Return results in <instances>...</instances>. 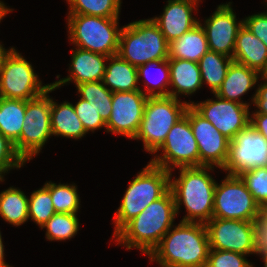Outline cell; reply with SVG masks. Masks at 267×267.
<instances>
[{
	"label": "cell",
	"instance_id": "obj_1",
	"mask_svg": "<svg viewBox=\"0 0 267 267\" xmlns=\"http://www.w3.org/2000/svg\"><path fill=\"white\" fill-rule=\"evenodd\" d=\"M209 251L206 225L180 221L169 229L148 257L160 267H206Z\"/></svg>",
	"mask_w": 267,
	"mask_h": 267
},
{
	"label": "cell",
	"instance_id": "obj_2",
	"mask_svg": "<svg viewBox=\"0 0 267 267\" xmlns=\"http://www.w3.org/2000/svg\"><path fill=\"white\" fill-rule=\"evenodd\" d=\"M177 217L173 193L169 189L129 221L111 240L127 250L137 248L149 256L162 237L174 225Z\"/></svg>",
	"mask_w": 267,
	"mask_h": 267
},
{
	"label": "cell",
	"instance_id": "obj_3",
	"mask_svg": "<svg viewBox=\"0 0 267 267\" xmlns=\"http://www.w3.org/2000/svg\"><path fill=\"white\" fill-rule=\"evenodd\" d=\"M213 166L180 167L179 177L173 178L170 172V189L173 193L177 215L181 204L184 205L186 215L184 222L206 224L213 218L214 195L217 181L209 171Z\"/></svg>",
	"mask_w": 267,
	"mask_h": 267
},
{
	"label": "cell",
	"instance_id": "obj_4",
	"mask_svg": "<svg viewBox=\"0 0 267 267\" xmlns=\"http://www.w3.org/2000/svg\"><path fill=\"white\" fill-rule=\"evenodd\" d=\"M132 179L113 217V237L150 203L170 189V171L150 162Z\"/></svg>",
	"mask_w": 267,
	"mask_h": 267
},
{
	"label": "cell",
	"instance_id": "obj_5",
	"mask_svg": "<svg viewBox=\"0 0 267 267\" xmlns=\"http://www.w3.org/2000/svg\"><path fill=\"white\" fill-rule=\"evenodd\" d=\"M169 43L149 18L122 26L118 55L135 67L150 61L168 59Z\"/></svg>",
	"mask_w": 267,
	"mask_h": 267
},
{
	"label": "cell",
	"instance_id": "obj_6",
	"mask_svg": "<svg viewBox=\"0 0 267 267\" xmlns=\"http://www.w3.org/2000/svg\"><path fill=\"white\" fill-rule=\"evenodd\" d=\"M120 18L91 15H68V39L74 47L113 56L118 53L122 27ZM120 27V28H119Z\"/></svg>",
	"mask_w": 267,
	"mask_h": 267
},
{
	"label": "cell",
	"instance_id": "obj_7",
	"mask_svg": "<svg viewBox=\"0 0 267 267\" xmlns=\"http://www.w3.org/2000/svg\"><path fill=\"white\" fill-rule=\"evenodd\" d=\"M188 106L189 102L172 96L148 97L139 130L133 140H141L144 150L154 154L173 125L185 115Z\"/></svg>",
	"mask_w": 267,
	"mask_h": 267
},
{
	"label": "cell",
	"instance_id": "obj_8",
	"mask_svg": "<svg viewBox=\"0 0 267 267\" xmlns=\"http://www.w3.org/2000/svg\"><path fill=\"white\" fill-rule=\"evenodd\" d=\"M51 87L44 94L26 101V112L20 138L13 144L16 153L27 163L37 156L53 136L50 122Z\"/></svg>",
	"mask_w": 267,
	"mask_h": 267
},
{
	"label": "cell",
	"instance_id": "obj_9",
	"mask_svg": "<svg viewBox=\"0 0 267 267\" xmlns=\"http://www.w3.org/2000/svg\"><path fill=\"white\" fill-rule=\"evenodd\" d=\"M35 72L32 64L14 48L0 68V97L28 101L44 94L52 83L43 85Z\"/></svg>",
	"mask_w": 267,
	"mask_h": 267
},
{
	"label": "cell",
	"instance_id": "obj_10",
	"mask_svg": "<svg viewBox=\"0 0 267 267\" xmlns=\"http://www.w3.org/2000/svg\"><path fill=\"white\" fill-rule=\"evenodd\" d=\"M159 151L162 155L157 154ZM154 155L149 162L170 172L180 167H200L198 144L186 115L173 125Z\"/></svg>",
	"mask_w": 267,
	"mask_h": 267
},
{
	"label": "cell",
	"instance_id": "obj_11",
	"mask_svg": "<svg viewBox=\"0 0 267 267\" xmlns=\"http://www.w3.org/2000/svg\"><path fill=\"white\" fill-rule=\"evenodd\" d=\"M261 210L239 175L227 174L217 182L213 218L252 221Z\"/></svg>",
	"mask_w": 267,
	"mask_h": 267
},
{
	"label": "cell",
	"instance_id": "obj_12",
	"mask_svg": "<svg viewBox=\"0 0 267 267\" xmlns=\"http://www.w3.org/2000/svg\"><path fill=\"white\" fill-rule=\"evenodd\" d=\"M261 167H267V140L249 124L230 141L228 158L221 170L239 175Z\"/></svg>",
	"mask_w": 267,
	"mask_h": 267
},
{
	"label": "cell",
	"instance_id": "obj_13",
	"mask_svg": "<svg viewBox=\"0 0 267 267\" xmlns=\"http://www.w3.org/2000/svg\"><path fill=\"white\" fill-rule=\"evenodd\" d=\"M216 99H207L203 102L189 101L202 117L211 122L214 127L230 141L241 130L250 124V108L238 102L225 100L214 94Z\"/></svg>",
	"mask_w": 267,
	"mask_h": 267
},
{
	"label": "cell",
	"instance_id": "obj_14",
	"mask_svg": "<svg viewBox=\"0 0 267 267\" xmlns=\"http://www.w3.org/2000/svg\"><path fill=\"white\" fill-rule=\"evenodd\" d=\"M185 115L189 118L198 144L200 166H215L222 169L228 158L230 140L191 105L186 109Z\"/></svg>",
	"mask_w": 267,
	"mask_h": 267
},
{
	"label": "cell",
	"instance_id": "obj_15",
	"mask_svg": "<svg viewBox=\"0 0 267 267\" xmlns=\"http://www.w3.org/2000/svg\"><path fill=\"white\" fill-rule=\"evenodd\" d=\"M147 98L141 90L113 92L106 132L134 139L144 115Z\"/></svg>",
	"mask_w": 267,
	"mask_h": 267
},
{
	"label": "cell",
	"instance_id": "obj_16",
	"mask_svg": "<svg viewBox=\"0 0 267 267\" xmlns=\"http://www.w3.org/2000/svg\"><path fill=\"white\" fill-rule=\"evenodd\" d=\"M205 225L210 249L253 254L252 221L212 218Z\"/></svg>",
	"mask_w": 267,
	"mask_h": 267
},
{
	"label": "cell",
	"instance_id": "obj_17",
	"mask_svg": "<svg viewBox=\"0 0 267 267\" xmlns=\"http://www.w3.org/2000/svg\"><path fill=\"white\" fill-rule=\"evenodd\" d=\"M233 11L232 2H226L218 5L212 15L205 18L204 24L199 19L206 34L209 50L231 58L238 31L243 26V19L237 21L236 13Z\"/></svg>",
	"mask_w": 267,
	"mask_h": 267
},
{
	"label": "cell",
	"instance_id": "obj_18",
	"mask_svg": "<svg viewBox=\"0 0 267 267\" xmlns=\"http://www.w3.org/2000/svg\"><path fill=\"white\" fill-rule=\"evenodd\" d=\"M199 2L201 0H167L163 13L150 19L170 43L199 23V19L192 14L194 10H199Z\"/></svg>",
	"mask_w": 267,
	"mask_h": 267
},
{
	"label": "cell",
	"instance_id": "obj_19",
	"mask_svg": "<svg viewBox=\"0 0 267 267\" xmlns=\"http://www.w3.org/2000/svg\"><path fill=\"white\" fill-rule=\"evenodd\" d=\"M71 63L69 64V75L52 83V87L58 89L67 83L73 82L75 86L83 82L102 81L106 69L108 56L94 53L88 50L74 48Z\"/></svg>",
	"mask_w": 267,
	"mask_h": 267
},
{
	"label": "cell",
	"instance_id": "obj_20",
	"mask_svg": "<svg viewBox=\"0 0 267 267\" xmlns=\"http://www.w3.org/2000/svg\"><path fill=\"white\" fill-rule=\"evenodd\" d=\"M261 77L257 71L233 61L215 95L225 100L250 106L251 104L243 101L241 97L256 87L255 85L260 83L258 80Z\"/></svg>",
	"mask_w": 267,
	"mask_h": 267
},
{
	"label": "cell",
	"instance_id": "obj_21",
	"mask_svg": "<svg viewBox=\"0 0 267 267\" xmlns=\"http://www.w3.org/2000/svg\"><path fill=\"white\" fill-rule=\"evenodd\" d=\"M233 61L246 65L261 76L267 72V46L244 25L236 37Z\"/></svg>",
	"mask_w": 267,
	"mask_h": 267
},
{
	"label": "cell",
	"instance_id": "obj_22",
	"mask_svg": "<svg viewBox=\"0 0 267 267\" xmlns=\"http://www.w3.org/2000/svg\"><path fill=\"white\" fill-rule=\"evenodd\" d=\"M170 68L169 96H191L203 86L199 65L196 62L168 58Z\"/></svg>",
	"mask_w": 267,
	"mask_h": 267
},
{
	"label": "cell",
	"instance_id": "obj_23",
	"mask_svg": "<svg viewBox=\"0 0 267 267\" xmlns=\"http://www.w3.org/2000/svg\"><path fill=\"white\" fill-rule=\"evenodd\" d=\"M102 81L111 92L136 90L144 92L138 85L137 67L122 59L118 54L108 57Z\"/></svg>",
	"mask_w": 267,
	"mask_h": 267
},
{
	"label": "cell",
	"instance_id": "obj_24",
	"mask_svg": "<svg viewBox=\"0 0 267 267\" xmlns=\"http://www.w3.org/2000/svg\"><path fill=\"white\" fill-rule=\"evenodd\" d=\"M50 122L53 136L77 140L87 134L73 104L68 101L58 104L51 98Z\"/></svg>",
	"mask_w": 267,
	"mask_h": 267
},
{
	"label": "cell",
	"instance_id": "obj_25",
	"mask_svg": "<svg viewBox=\"0 0 267 267\" xmlns=\"http://www.w3.org/2000/svg\"><path fill=\"white\" fill-rule=\"evenodd\" d=\"M168 47L169 58L189 60L196 63L209 51L206 34L200 23L181 37L171 41Z\"/></svg>",
	"mask_w": 267,
	"mask_h": 267
},
{
	"label": "cell",
	"instance_id": "obj_26",
	"mask_svg": "<svg viewBox=\"0 0 267 267\" xmlns=\"http://www.w3.org/2000/svg\"><path fill=\"white\" fill-rule=\"evenodd\" d=\"M155 68V76L151 68ZM153 68V70H154ZM138 82L144 81L143 92L147 97L169 96L170 68L168 59L150 61L137 68Z\"/></svg>",
	"mask_w": 267,
	"mask_h": 267
},
{
	"label": "cell",
	"instance_id": "obj_27",
	"mask_svg": "<svg viewBox=\"0 0 267 267\" xmlns=\"http://www.w3.org/2000/svg\"><path fill=\"white\" fill-rule=\"evenodd\" d=\"M26 101L0 97V133L13 144L20 138Z\"/></svg>",
	"mask_w": 267,
	"mask_h": 267
},
{
	"label": "cell",
	"instance_id": "obj_28",
	"mask_svg": "<svg viewBox=\"0 0 267 267\" xmlns=\"http://www.w3.org/2000/svg\"><path fill=\"white\" fill-rule=\"evenodd\" d=\"M29 201L18 187L10 186L0 193V217L10 225L18 227L29 220Z\"/></svg>",
	"mask_w": 267,
	"mask_h": 267
},
{
	"label": "cell",
	"instance_id": "obj_29",
	"mask_svg": "<svg viewBox=\"0 0 267 267\" xmlns=\"http://www.w3.org/2000/svg\"><path fill=\"white\" fill-rule=\"evenodd\" d=\"M232 62L233 58L210 50L198 61L202 84L208 85L212 94L220 88Z\"/></svg>",
	"mask_w": 267,
	"mask_h": 267
},
{
	"label": "cell",
	"instance_id": "obj_30",
	"mask_svg": "<svg viewBox=\"0 0 267 267\" xmlns=\"http://www.w3.org/2000/svg\"><path fill=\"white\" fill-rule=\"evenodd\" d=\"M76 88L80 98L87 100L107 122L111 115L113 92L103 81L83 82L76 85Z\"/></svg>",
	"mask_w": 267,
	"mask_h": 267
},
{
	"label": "cell",
	"instance_id": "obj_31",
	"mask_svg": "<svg viewBox=\"0 0 267 267\" xmlns=\"http://www.w3.org/2000/svg\"><path fill=\"white\" fill-rule=\"evenodd\" d=\"M68 15L119 18L122 0H66Z\"/></svg>",
	"mask_w": 267,
	"mask_h": 267
},
{
	"label": "cell",
	"instance_id": "obj_32",
	"mask_svg": "<svg viewBox=\"0 0 267 267\" xmlns=\"http://www.w3.org/2000/svg\"><path fill=\"white\" fill-rule=\"evenodd\" d=\"M44 186L50 191L56 213L77 214L80 209V196L76 184L54 183L48 181Z\"/></svg>",
	"mask_w": 267,
	"mask_h": 267
},
{
	"label": "cell",
	"instance_id": "obj_33",
	"mask_svg": "<svg viewBox=\"0 0 267 267\" xmlns=\"http://www.w3.org/2000/svg\"><path fill=\"white\" fill-rule=\"evenodd\" d=\"M77 214L55 213L42 227L46 228V239L49 241H66L79 231Z\"/></svg>",
	"mask_w": 267,
	"mask_h": 267
},
{
	"label": "cell",
	"instance_id": "obj_34",
	"mask_svg": "<svg viewBox=\"0 0 267 267\" xmlns=\"http://www.w3.org/2000/svg\"><path fill=\"white\" fill-rule=\"evenodd\" d=\"M29 219L41 228L56 212L52 203L50 191L43 185L42 188L31 192L28 197Z\"/></svg>",
	"mask_w": 267,
	"mask_h": 267
},
{
	"label": "cell",
	"instance_id": "obj_35",
	"mask_svg": "<svg viewBox=\"0 0 267 267\" xmlns=\"http://www.w3.org/2000/svg\"><path fill=\"white\" fill-rule=\"evenodd\" d=\"M260 207L267 202V167L254 168L239 174Z\"/></svg>",
	"mask_w": 267,
	"mask_h": 267
},
{
	"label": "cell",
	"instance_id": "obj_36",
	"mask_svg": "<svg viewBox=\"0 0 267 267\" xmlns=\"http://www.w3.org/2000/svg\"><path fill=\"white\" fill-rule=\"evenodd\" d=\"M246 255L224 250L210 249L206 267H251Z\"/></svg>",
	"mask_w": 267,
	"mask_h": 267
},
{
	"label": "cell",
	"instance_id": "obj_37",
	"mask_svg": "<svg viewBox=\"0 0 267 267\" xmlns=\"http://www.w3.org/2000/svg\"><path fill=\"white\" fill-rule=\"evenodd\" d=\"M73 106L86 133L90 131L94 133L95 130L101 129L102 127L106 131V122L87 100L80 98Z\"/></svg>",
	"mask_w": 267,
	"mask_h": 267
},
{
	"label": "cell",
	"instance_id": "obj_38",
	"mask_svg": "<svg viewBox=\"0 0 267 267\" xmlns=\"http://www.w3.org/2000/svg\"><path fill=\"white\" fill-rule=\"evenodd\" d=\"M24 165L25 162L16 153L13 143L0 133V178H4L10 170L20 169Z\"/></svg>",
	"mask_w": 267,
	"mask_h": 267
},
{
	"label": "cell",
	"instance_id": "obj_39",
	"mask_svg": "<svg viewBox=\"0 0 267 267\" xmlns=\"http://www.w3.org/2000/svg\"><path fill=\"white\" fill-rule=\"evenodd\" d=\"M253 255L267 258V215L261 210L252 220Z\"/></svg>",
	"mask_w": 267,
	"mask_h": 267
},
{
	"label": "cell",
	"instance_id": "obj_40",
	"mask_svg": "<svg viewBox=\"0 0 267 267\" xmlns=\"http://www.w3.org/2000/svg\"><path fill=\"white\" fill-rule=\"evenodd\" d=\"M243 25L267 46V12L249 15L243 19Z\"/></svg>",
	"mask_w": 267,
	"mask_h": 267
},
{
	"label": "cell",
	"instance_id": "obj_41",
	"mask_svg": "<svg viewBox=\"0 0 267 267\" xmlns=\"http://www.w3.org/2000/svg\"><path fill=\"white\" fill-rule=\"evenodd\" d=\"M263 80L260 84H258L255 93L251 99V104L257 109L252 111L251 113H259L267 115V78L262 76L260 78Z\"/></svg>",
	"mask_w": 267,
	"mask_h": 267
},
{
	"label": "cell",
	"instance_id": "obj_42",
	"mask_svg": "<svg viewBox=\"0 0 267 267\" xmlns=\"http://www.w3.org/2000/svg\"><path fill=\"white\" fill-rule=\"evenodd\" d=\"M251 126L267 140V115L252 113L250 114Z\"/></svg>",
	"mask_w": 267,
	"mask_h": 267
},
{
	"label": "cell",
	"instance_id": "obj_43",
	"mask_svg": "<svg viewBox=\"0 0 267 267\" xmlns=\"http://www.w3.org/2000/svg\"><path fill=\"white\" fill-rule=\"evenodd\" d=\"M14 48L15 47L12 46L11 48L6 49L4 47V44L0 42V68L2 67L3 62L5 61L6 57L12 52Z\"/></svg>",
	"mask_w": 267,
	"mask_h": 267
},
{
	"label": "cell",
	"instance_id": "obj_44",
	"mask_svg": "<svg viewBox=\"0 0 267 267\" xmlns=\"http://www.w3.org/2000/svg\"><path fill=\"white\" fill-rule=\"evenodd\" d=\"M4 244H3V239H2V234L0 231V267H12L8 263L5 262V253H4Z\"/></svg>",
	"mask_w": 267,
	"mask_h": 267
},
{
	"label": "cell",
	"instance_id": "obj_45",
	"mask_svg": "<svg viewBox=\"0 0 267 267\" xmlns=\"http://www.w3.org/2000/svg\"><path fill=\"white\" fill-rule=\"evenodd\" d=\"M13 11L14 9H10L3 1L0 0V22L7 14Z\"/></svg>",
	"mask_w": 267,
	"mask_h": 267
},
{
	"label": "cell",
	"instance_id": "obj_46",
	"mask_svg": "<svg viewBox=\"0 0 267 267\" xmlns=\"http://www.w3.org/2000/svg\"><path fill=\"white\" fill-rule=\"evenodd\" d=\"M261 211L267 215V202L261 206Z\"/></svg>",
	"mask_w": 267,
	"mask_h": 267
},
{
	"label": "cell",
	"instance_id": "obj_47",
	"mask_svg": "<svg viewBox=\"0 0 267 267\" xmlns=\"http://www.w3.org/2000/svg\"><path fill=\"white\" fill-rule=\"evenodd\" d=\"M263 260L264 263V267H267V258H261Z\"/></svg>",
	"mask_w": 267,
	"mask_h": 267
},
{
	"label": "cell",
	"instance_id": "obj_48",
	"mask_svg": "<svg viewBox=\"0 0 267 267\" xmlns=\"http://www.w3.org/2000/svg\"><path fill=\"white\" fill-rule=\"evenodd\" d=\"M4 179H5V178H0V182H3V181H5Z\"/></svg>",
	"mask_w": 267,
	"mask_h": 267
}]
</instances>
